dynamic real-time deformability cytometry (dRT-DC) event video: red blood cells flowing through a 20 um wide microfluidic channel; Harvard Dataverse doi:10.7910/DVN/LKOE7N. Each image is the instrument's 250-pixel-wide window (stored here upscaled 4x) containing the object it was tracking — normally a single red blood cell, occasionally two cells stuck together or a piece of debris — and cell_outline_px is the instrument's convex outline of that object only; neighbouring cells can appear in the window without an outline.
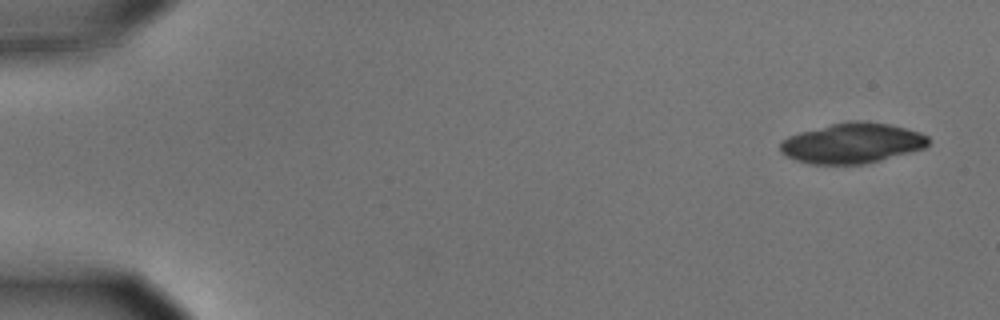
{"species": "common noctule bat (a hibernating species)", "species_latin": "Nyctalus noctula", "temperature_condition": "cold", "stored_images_in_passage": 4, "camera_frame_rate_fps": 3000, "um_per_image_px": 0.085, "animal": {"sex": "male", "body_mass_g": 15.6}, "frame": {"image": 1, "passage_image": 1, "time_ms": 0.0, "image_size_px": [1000, 320], "cell_outline_px": [[928, 144], [924, 148], [880, 160], [864, 164], [812, 164], [796, 160], [780, 152], [780, 144], [788, 136], [800, 132], [848, 120], [864, 120], [888, 124], [920, 132], [928, 136]], "centroid_in_image_um": [72.43, 12.16], "position_along_channel_um": 12.6, "area_um2": 34.51}}